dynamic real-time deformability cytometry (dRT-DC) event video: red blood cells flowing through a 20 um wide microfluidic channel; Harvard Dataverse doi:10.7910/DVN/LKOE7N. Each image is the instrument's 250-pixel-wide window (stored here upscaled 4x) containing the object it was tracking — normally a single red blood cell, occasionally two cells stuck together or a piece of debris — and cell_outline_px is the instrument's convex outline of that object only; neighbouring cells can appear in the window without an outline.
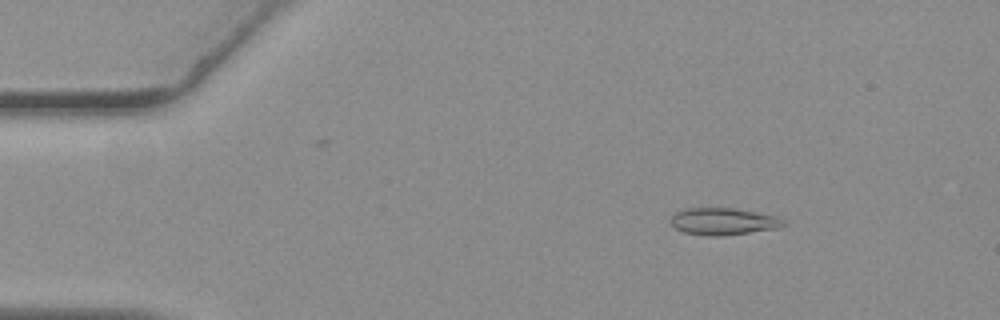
{"species": "common noctule bat (a hibernating species)", "species_latin": "Nyctalus noctula", "temperature_condition": "warm", "stored_images_in_passage": 55, "camera_frame_rate_fps": 3000, "um_per_image_px": 0.085, "animal": {"sex": "female", "body_mass_g": 19.3, "forearm_length_mm": 54.1}, "frame": {"image": 1, "passage_image": 7, "time_ms": 2.0, "image_size_px": [1000, 320], "cell_outline_px": [[784, 224], [780, 228], [720, 236], [708, 236], [684, 232], [676, 228], [668, 220], [676, 212], [688, 208], [732, 208], [776, 216], [784, 220]], "centroid_in_image_um": [61.46, 18.82], "position_along_channel_um": 23.5, "area_um2": 17.57}}
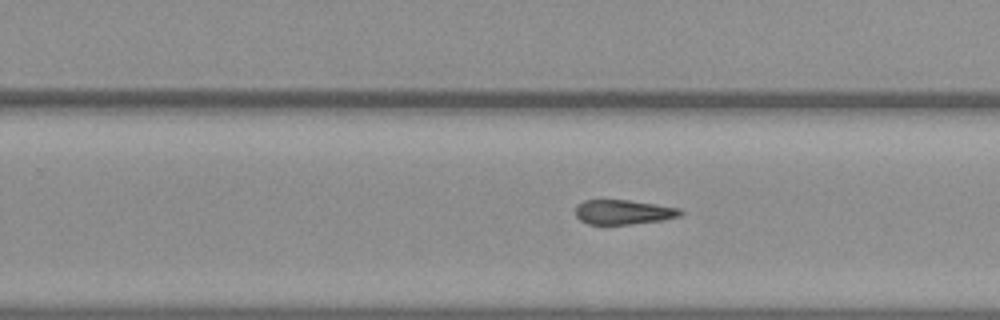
{"frame": {"image": 2, "passage_image": 34, "time_ms": 11.0, "image_size_px": [1000, 320], "cell_outline_px": [[684, 212], [680, 216], [664, 220], [632, 224], [588, 224], [580, 220], [576, 216], [576, 204], [584, 200], [628, 200], [656, 204], [680, 208]], "centroid_in_image_um": [53.0, 18.03], "position_along_channel_um": 276.8, "area_um2": 15.14}}
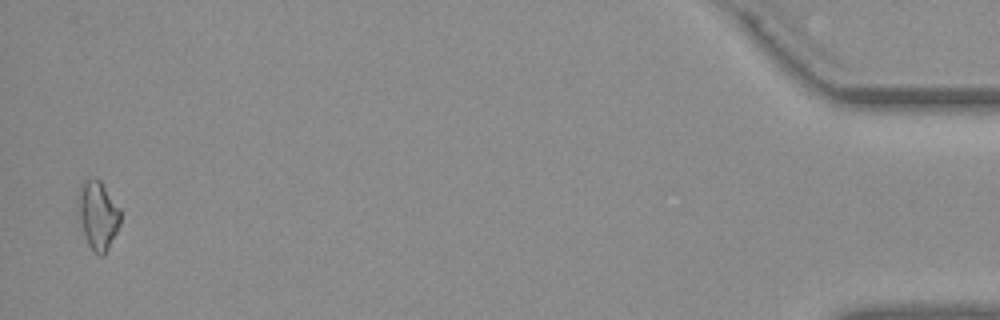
{"frame": {"image": 3, "passage_image": 54, "time_ms": 17.667, "image_size_px": [1000, 320], "cell_outline_px": [[120, 224], [104, 256], [100, 256], [92, 252], [84, 236], [80, 220], [80, 184], [84, 180], [92, 176], [96, 176], [100, 180], [120, 208]], "centroid_in_image_um": [8.34, 18.29], "position_along_channel_um": 426.9, "area_um2": 16.7}, "authors_computed_cell_mechanics": {"area_um2": 16.1262, "velocity_mm_per_s": 3.6583, "shape_relaxation_time_tau1_ms": null, "shape_relaxation_time_tau2_ms": 10.5997, "deformation_change_tau1": null, "deformation_change_tau2": 0.238}}